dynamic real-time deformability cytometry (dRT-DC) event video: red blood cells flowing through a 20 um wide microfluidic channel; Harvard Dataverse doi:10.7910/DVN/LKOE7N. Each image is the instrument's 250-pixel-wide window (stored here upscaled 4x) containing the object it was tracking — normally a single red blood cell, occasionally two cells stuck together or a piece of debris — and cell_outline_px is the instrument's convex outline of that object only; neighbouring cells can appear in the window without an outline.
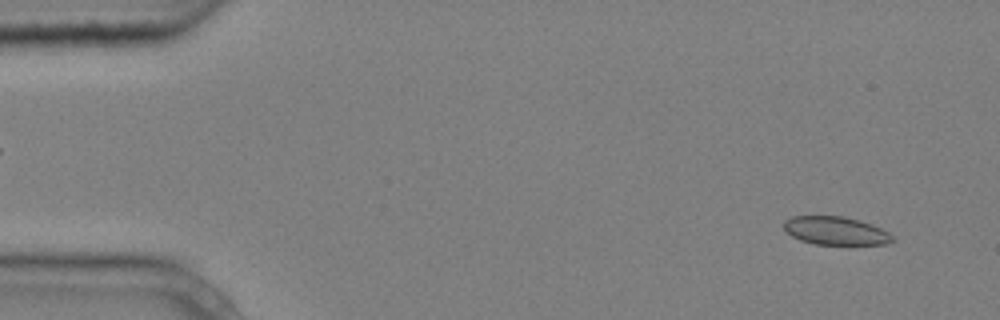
{"species": "common noctule bat (a hibernating species)", "species_latin": "Nyctalus noctula", "temperature_condition": "cold", "stored_images_in_passage": 5, "camera_frame_rate_fps": 3000, "um_per_image_px": 0.085, "animal": {"sex": "male", "body_mass_g": 20.4}, "frame": {"image": 1, "passage_image": 1, "time_ms": 0.0, "image_size_px": [1000, 320], "cell_outline_px": [[896, 240], [884, 244], [848, 248], [816, 244], [800, 240], [792, 236], [784, 228], [784, 220], [792, 216], [844, 216], [860, 220], [872, 224], [888, 232]], "centroid_in_image_um": [71.09, 19.67], "position_along_channel_um": 13.9, "area_um2": 18.79}}